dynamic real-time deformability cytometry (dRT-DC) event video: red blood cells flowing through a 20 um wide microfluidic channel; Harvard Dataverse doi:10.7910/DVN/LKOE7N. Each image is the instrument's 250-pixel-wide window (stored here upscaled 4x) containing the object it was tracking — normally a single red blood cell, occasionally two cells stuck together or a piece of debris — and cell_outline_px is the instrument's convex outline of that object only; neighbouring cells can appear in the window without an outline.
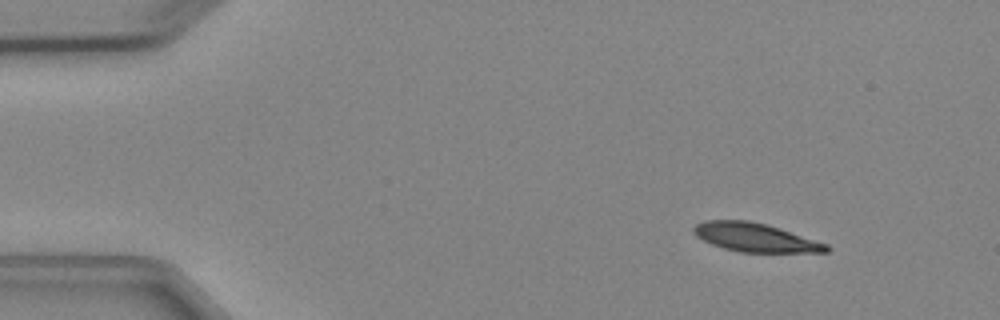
{"species": "Egyptian fruit bat (a non-hibernating species)", "species_latin": "Rousettus aegyptiacus", "temperature_condition": "cold", "stored_images_in_passage": 6, "camera_frame_rate_fps": 3000, "um_per_image_px": 0.085, "animal": {"sex": "female"}, "frame": {"image": 1, "passage_image": 1, "time_ms": 0.0, "image_size_px": [1000, 320], "cell_outline_px": [[832, 248], [828, 252], [740, 252], [724, 248], [712, 244], [696, 236], [692, 232], [692, 228], [696, 224], [704, 220], [748, 220], [768, 224], [828, 244]], "centroid_in_image_um": [64.2, 20.17], "position_along_channel_um": 20.8, "area_um2": 22.25}}
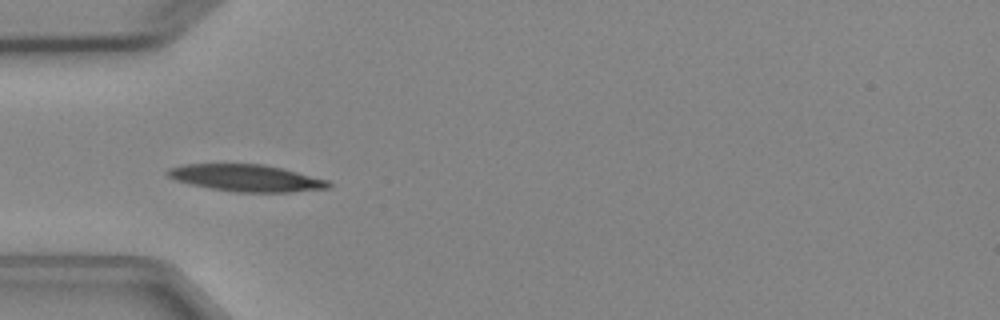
{"frame": {"image": 2, "passage_image": 4, "time_ms": 3.333, "image_size_px": [1000, 320], "cell_outline_px": [[332, 184], [328, 188], [292, 192], [236, 192], [212, 188], [192, 184], [176, 180], [168, 176], [164, 172], [168, 168], [184, 164], [264, 164], [284, 168], [328, 180]], "centroid_in_image_um": [20.95, 15.12], "position_along_channel_um": 64.0, "area_um2": 25.2}}